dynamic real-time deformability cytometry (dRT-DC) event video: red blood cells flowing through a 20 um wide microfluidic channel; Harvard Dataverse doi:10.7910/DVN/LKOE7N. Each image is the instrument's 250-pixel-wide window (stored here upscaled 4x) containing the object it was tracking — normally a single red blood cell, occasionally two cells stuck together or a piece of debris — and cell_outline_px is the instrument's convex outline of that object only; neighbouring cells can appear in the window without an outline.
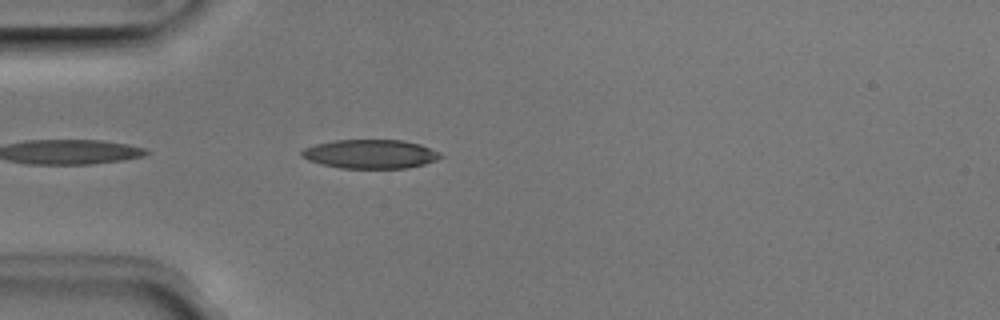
{"species": "Egyptian fruit bat (a non-hibernating species)", "species_latin": "Rousettus aegyptiacus", "temperature_condition": "room temperature", "stored_images_in_passage": 18, "camera_frame_rate_fps": 3000, "um_per_image_px": 0.085, "animal": {"sex": "male"}, "frame": {"image": 1, "passage_image": 1, "time_ms": 0.0, "image_size_px": [1000, 320], "cell_outline_px": [[444, 156], [436, 160], [424, 164], [408, 168], [340, 168], [308, 160], [300, 156], [300, 152], [304, 148], [316, 144], [336, 140], [404, 140], [420, 144], [440, 152]], "centroid_in_image_um": [31.5, 13.09], "position_along_channel_um": 53.5, "area_um2": 23.41}}
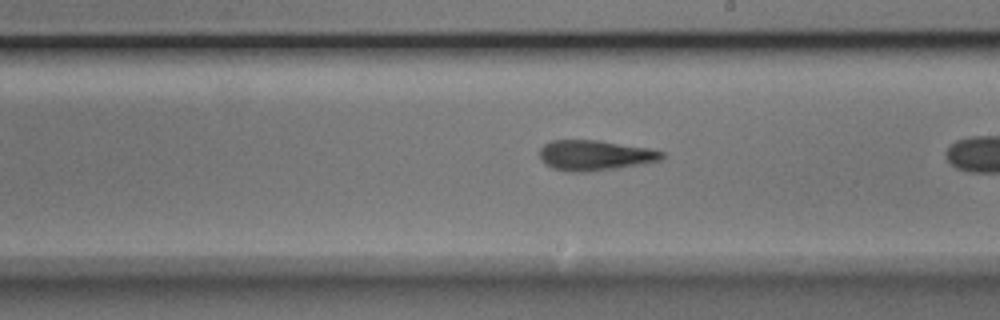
{"frame": {"image": 2, "passage_image": 13, "time_ms": 4.0, "image_size_px": [1000, 320], "cell_outline_px": [[664, 156], [660, 160], [616, 168], [588, 172], [568, 172], [552, 168], [544, 164], [540, 160], [540, 148], [544, 144], [552, 140], [596, 140], [648, 148], [664, 152]], "centroid_in_image_um": [50.5, 13.21], "position_along_channel_um": 238.5, "area_um2": 21.5}}
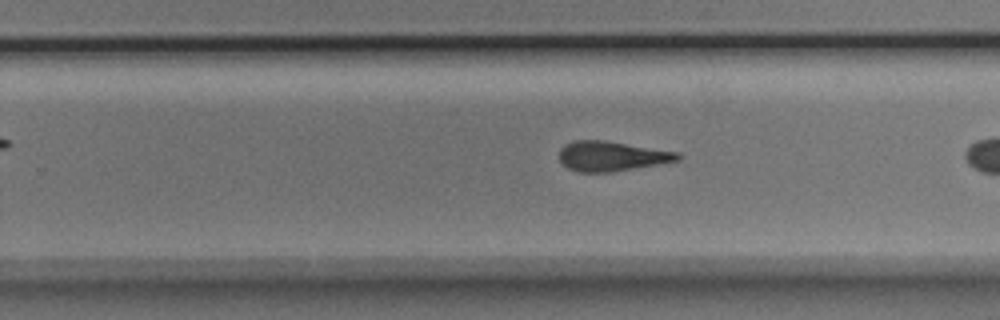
{"frame": {"image": 3, "passage_image": 16, "time_ms": 5.0, "image_size_px": [1000, 320], "cell_outline_px": [[680, 160], [608, 172], [580, 172], [568, 168], [560, 160], [560, 148], [564, 144], [576, 140], [604, 140], [680, 152]], "centroid_in_image_um": [51.98, 13.26], "position_along_channel_um": 277.8, "area_um2": 20.35}}